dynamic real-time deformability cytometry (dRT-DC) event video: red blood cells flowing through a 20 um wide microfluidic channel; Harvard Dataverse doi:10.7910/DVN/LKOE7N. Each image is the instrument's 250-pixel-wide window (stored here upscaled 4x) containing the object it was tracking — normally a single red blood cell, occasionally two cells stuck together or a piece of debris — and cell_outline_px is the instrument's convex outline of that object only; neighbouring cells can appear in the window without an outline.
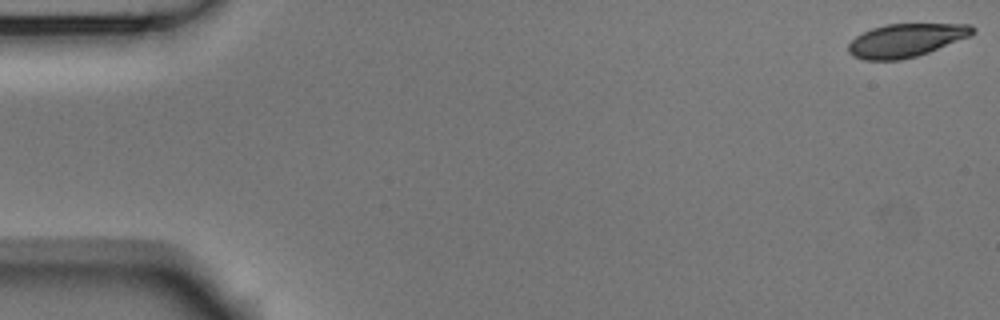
{"species": "Egyptian fruit bat (a non-hibernating species)", "species_latin": "Rousettus aegyptiacus", "temperature_condition": "room temperature", "stored_images_in_passage": 55, "camera_frame_rate_fps": 3000, "um_per_image_px": 0.085, "animal": {"sex": "male"}, "frame": {"image": 1, "passage_image": 1, "time_ms": 0.0, "image_size_px": [1000, 320], "cell_outline_px": [[976, 32], [968, 36], [928, 52], [916, 56], [900, 60], [864, 60], [852, 56], [848, 52], [848, 44], [856, 36], [872, 28], [888, 24], [972, 24], [976, 28]], "centroid_in_image_um": [76.98, 3.42], "position_along_channel_um": 8.0, "area_um2": 23.93}}
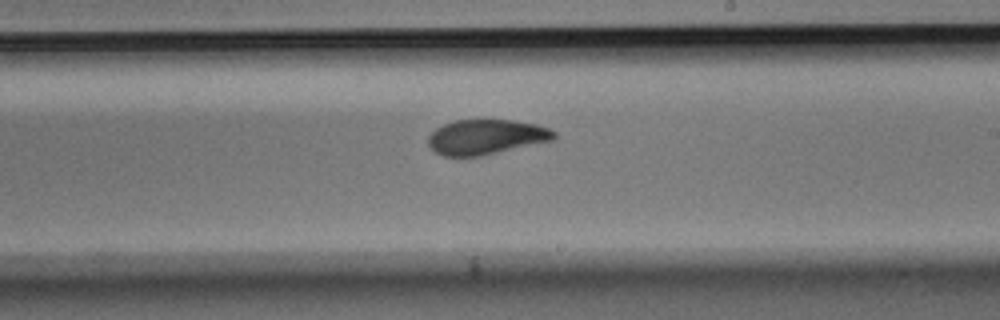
{"frame": {"image": 2, "passage_image": 32, "time_ms": 10.333, "image_size_px": [1000, 320], "cell_outline_px": [[556, 136], [552, 140], [480, 156], [444, 156], [436, 152], [428, 144], [428, 136], [436, 128], [444, 124], [456, 120], [480, 116], [512, 120], [536, 124], [548, 128], [556, 132]], "centroid_in_image_um": [41.3, 11.59], "position_along_channel_um": 247.7, "area_um2": 26.18}}
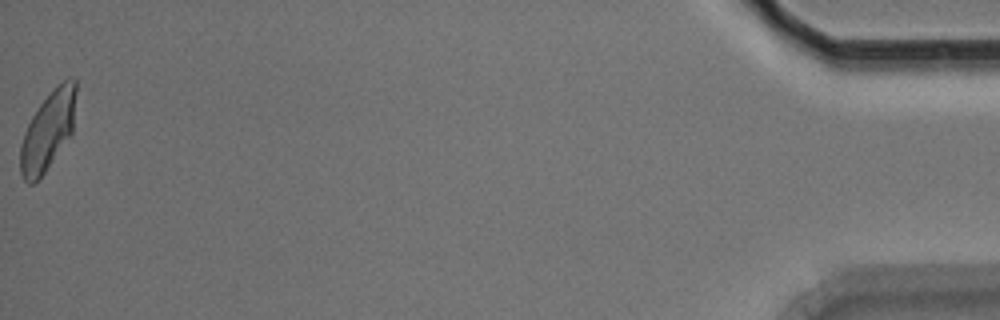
{"frame": {"image": 3, "passage_image": 55, "time_ms": 18.0, "image_size_px": [1000, 320], "cell_outline_px": [[76, 92], [72, 132], [44, 172], [32, 184], [28, 184], [24, 180], [20, 172], [20, 144], [24, 132], [32, 116], [40, 104], [56, 84], [68, 76], [72, 76], [76, 80]], "centroid_in_image_um": [4.07, 11.05], "position_along_channel_um": 431.1, "area_um2": 25.32}, "authors_computed_cell_mechanics": {"area_um2": 25.8944, "velocity_mm_per_s": 3.6653, "shape_relaxation_time_tau1_ms": 3.8255, "shape_relaxation_time_tau2_ms": 1.7487, "deformation_change_tau1": 0.1358, "deformation_change_tau2": 0.0646}}